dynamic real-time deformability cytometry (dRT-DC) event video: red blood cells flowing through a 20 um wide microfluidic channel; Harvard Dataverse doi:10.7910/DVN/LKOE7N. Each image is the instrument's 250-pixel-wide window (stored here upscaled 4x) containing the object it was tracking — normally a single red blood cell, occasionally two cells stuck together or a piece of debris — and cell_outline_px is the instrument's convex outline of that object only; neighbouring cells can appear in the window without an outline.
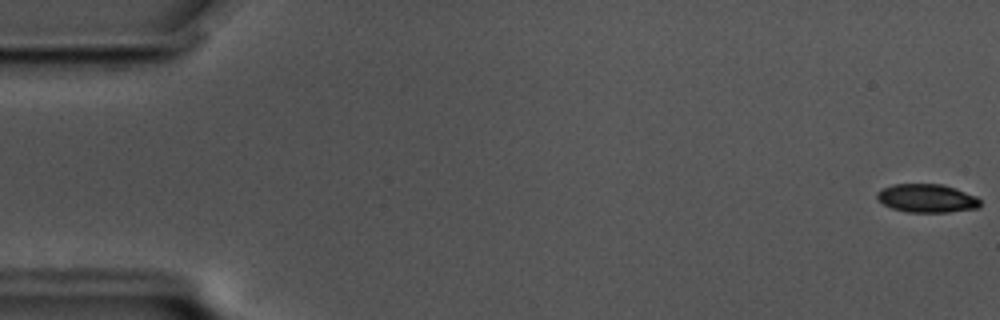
{"species": "common noctule bat (a hibernating species)", "species_latin": "Nyctalus noctula", "temperature_condition": "cold", "stored_images_in_passage": 59, "camera_frame_rate_fps": 3000, "um_per_image_px": 0.085, "animal": {"sex": "male", "body_mass_g": 17.5, "forearm_length_mm": 52.3}, "frame": {"image": 1, "passage_image": 1, "time_ms": 0.0, "image_size_px": [1000, 320], "cell_outline_px": [[980, 208], [948, 212], [908, 212], [892, 208], [884, 204], [876, 196], [876, 192], [892, 184], [944, 184], [956, 188], [976, 196], [980, 200]], "centroid_in_image_um": [78.81, 16.85], "position_along_channel_um": 6.2, "area_um2": 17.11}}
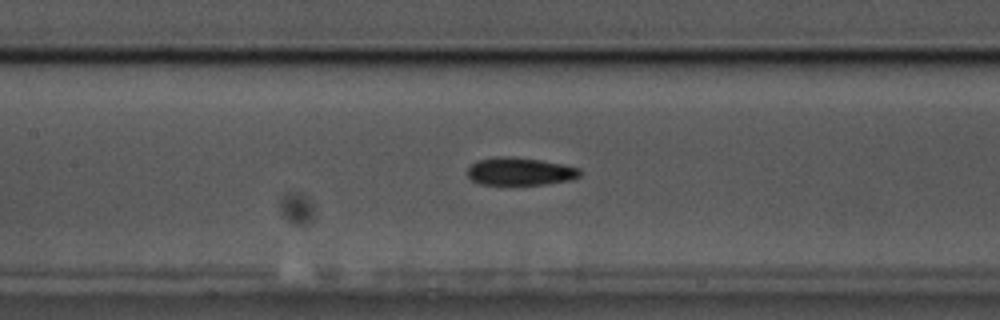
{"frame": {"image": 2, "passage_image": 27, "time_ms": 8.667, "image_size_px": [1000, 320], "cell_outline_px": [[580, 176], [568, 180], [544, 184], [480, 184], [472, 180], [468, 176], [468, 168], [476, 160], [496, 156], [512, 156], [540, 160], [580, 168]], "centroid_in_image_um": [44.16, 14.55], "position_along_channel_um": 163.2, "area_um2": 18.03}}
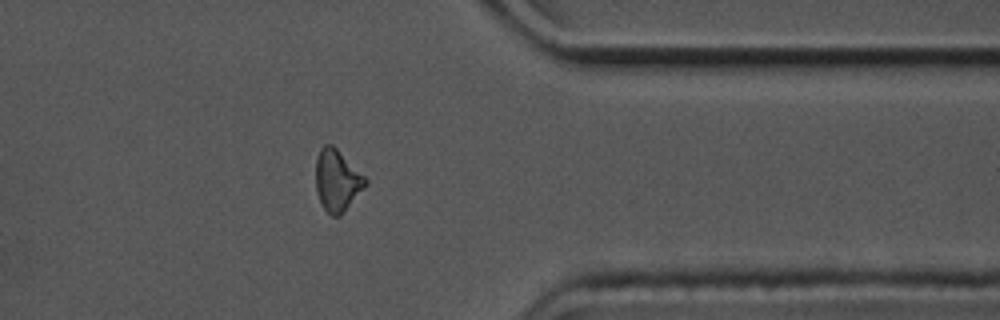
{"frame": {"image": 3, "passage_image": 47, "time_ms": 15.333, "image_size_px": [1000, 320], "cell_outline_px": [[368, 184], [344, 212], [340, 216], [332, 216], [320, 204], [316, 192], [316, 156], [320, 148], [324, 144], [332, 144], [368, 180]], "centroid_in_image_um": [28.64, 15.35], "position_along_channel_um": 382.8, "area_um2": 17.86}, "authors_computed_cell_mechanics": {"area_um2": 18.0336, "velocity_mm_per_s": 3.471, "shape_relaxation_time_tau1_ms": 4.5082, "shape_relaxation_time_tau2_ms": 4.5488, "deformation_change_tau1": 0.1288, "deformation_change_tau2": 0.1234}}